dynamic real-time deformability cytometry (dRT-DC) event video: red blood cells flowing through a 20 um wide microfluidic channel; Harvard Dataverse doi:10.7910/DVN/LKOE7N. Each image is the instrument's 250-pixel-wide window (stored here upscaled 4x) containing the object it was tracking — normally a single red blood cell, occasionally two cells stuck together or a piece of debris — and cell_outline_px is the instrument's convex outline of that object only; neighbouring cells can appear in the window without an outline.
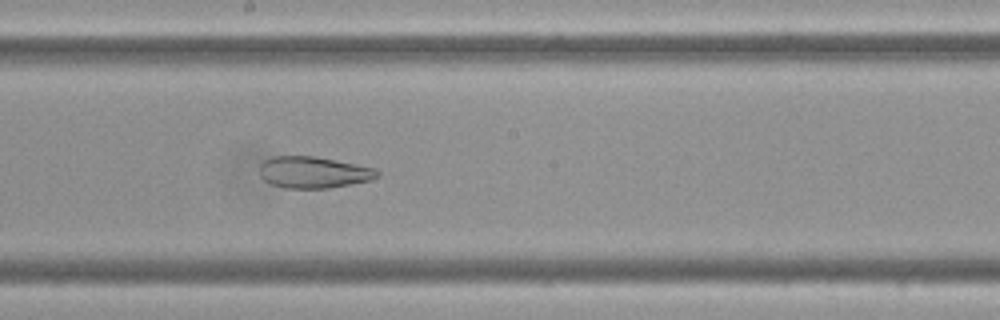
{"species": "Egyptian fruit bat (a non-hibernating species)", "species_latin": "Rousettus aegyptiacus", "temperature_condition": "cold", "stored_images_in_passage": 48, "camera_frame_rate_fps": 3000, "um_per_image_px": 0.085, "frame": {"image": 1, "passage_image": 22, "time_ms": 7.0, "image_size_px": [1000, 320], "cell_outline_px": [[380, 176], [372, 180], [328, 188], [284, 188], [272, 184], [264, 180], [260, 176], [260, 164], [264, 160], [272, 156], [316, 156], [376, 168], [380, 172]], "centroid_in_image_um": [26.66, 14.64], "position_along_channel_um": 221.5, "area_um2": 21.79}}
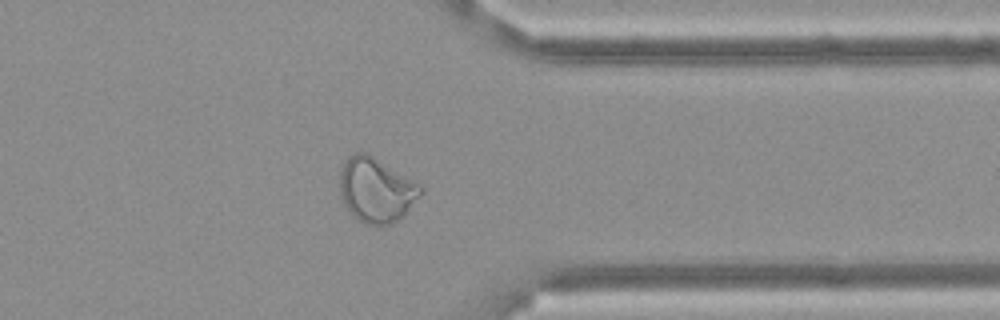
{"frame": {"image": 2, "passage_image": 36, "time_ms": 11.667, "image_size_px": [1000, 320], "cell_outline_px": [[424, 192], [404, 216], [392, 224], [380, 228], [364, 224], [356, 220], [348, 212], [344, 204], [340, 192], [340, 168], [344, 160], [352, 152], [368, 152], [420, 184], [424, 188]], "centroid_in_image_um": [31.97, 16.17], "position_along_channel_um": 379.4, "area_um2": 31.5}}
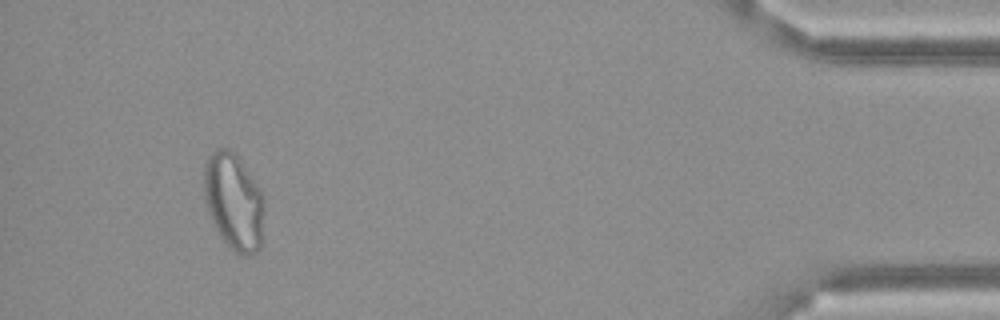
{"frame": {"image": 3, "passage_image": 44, "time_ms": 14.333, "image_size_px": [1000, 320], "cell_outline_px": [[264, 212], [260, 248], [256, 252], [248, 256], [240, 256], [220, 236], [208, 212], [204, 200], [204, 164], [208, 156], [216, 148], [228, 148], [236, 156], [260, 188], [264, 196]], "centroid_in_image_um": [19.87, 17.15], "position_along_channel_um": 415.3, "area_um2": 33.87}}